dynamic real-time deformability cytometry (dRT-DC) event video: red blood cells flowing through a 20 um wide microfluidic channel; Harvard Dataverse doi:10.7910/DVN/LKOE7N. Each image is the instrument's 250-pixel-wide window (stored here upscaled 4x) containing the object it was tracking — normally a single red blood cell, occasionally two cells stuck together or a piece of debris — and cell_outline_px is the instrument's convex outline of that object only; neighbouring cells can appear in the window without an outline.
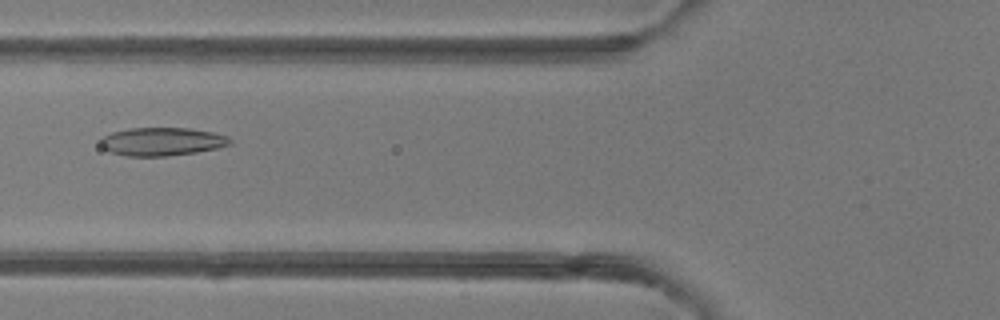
{"species": "common noctule bat (a hibernating species)", "species_latin": "Nyctalus noctula", "temperature_condition": "room temperature", "stored_images_in_passage": 40, "camera_frame_rate_fps": 3000, "um_per_image_px": 0.085, "animal": {"sex": "female"}, "frame": {"image": 1, "passage_image": 10, "time_ms": 3.0, "image_size_px": [1000, 320], "cell_outline_px": [[232, 144], [216, 148], [196, 152], [168, 156], [124, 156], [108, 152], [100, 144], [100, 140], [104, 136], [112, 132], [128, 128], [188, 128], [212, 132], [228, 136], [232, 140]], "centroid_in_image_um": [13.75, 12.04], "position_along_channel_um": 112.0, "area_um2": 21.39}}
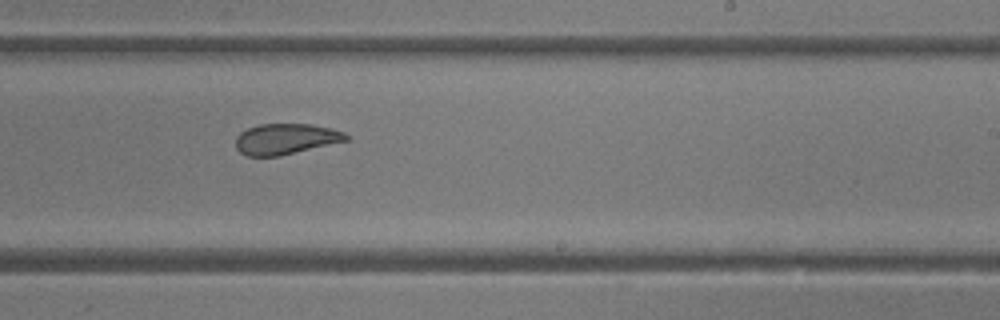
{"frame": {"image": 2, "passage_image": 21, "time_ms": 6.667, "image_size_px": [1000, 320], "cell_outline_px": [[348, 140], [280, 156], [248, 156], [240, 152], [236, 148], [236, 136], [240, 132], [248, 128], [260, 124], [312, 124], [332, 128], [344, 132], [348, 136]], "centroid_in_image_um": [24.28, 11.81], "position_along_channel_um": 264.7, "area_um2": 19.77}}
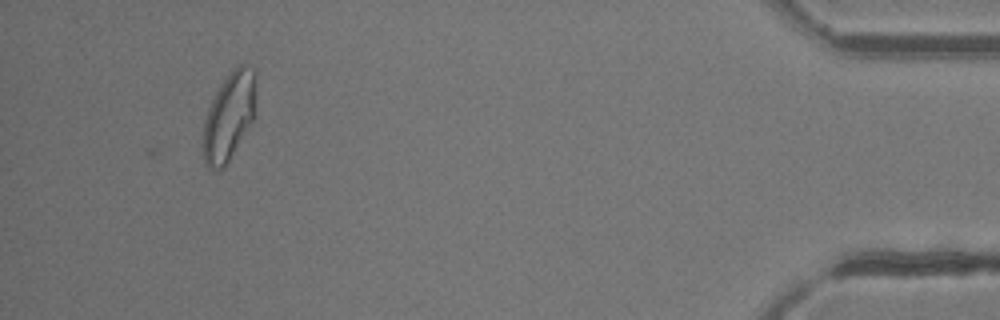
{"frame": {"image": 3, "passage_image": 37, "time_ms": 12.0, "image_size_px": [1000, 320], "cell_outline_px": [[256, 88], [252, 120], [228, 160], [216, 172], [204, 160], [200, 144], [204, 120], [208, 108], [220, 84], [232, 68], [236, 64], [244, 64], [252, 68], [256, 72]], "centroid_in_image_um": [19.43, 9.83], "position_along_channel_um": 415.8, "area_um2": 26.99}, "authors_computed_cell_mechanics": {"area_um2": 21.9062, "velocity_mm_per_s": 4.1686, "shape_relaxation_time_tau1_ms": 6.6636, "shape_relaxation_time_tau2_ms": 1.8917, "deformation_change_tau1": 0.1538, "deformation_change_tau2": 0.0836}}